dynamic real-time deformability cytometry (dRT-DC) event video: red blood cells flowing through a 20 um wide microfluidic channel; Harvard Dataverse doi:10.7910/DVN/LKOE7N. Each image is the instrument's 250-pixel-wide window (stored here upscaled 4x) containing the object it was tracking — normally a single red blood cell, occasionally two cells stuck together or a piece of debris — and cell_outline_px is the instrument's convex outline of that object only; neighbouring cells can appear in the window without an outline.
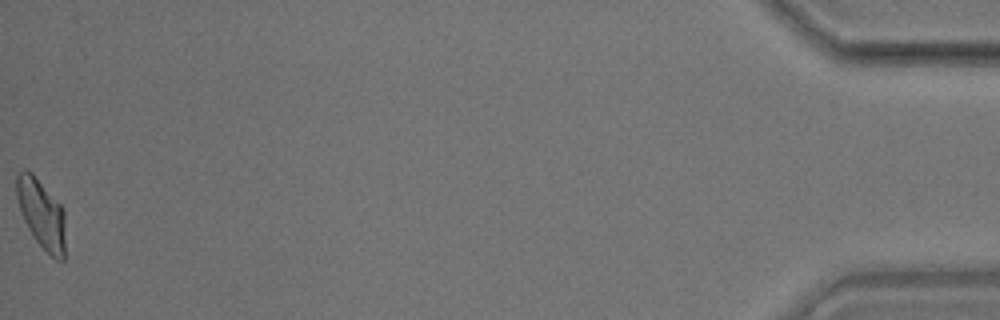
{"species": "common noctule bat (a hibernating species)", "species_latin": "Nyctalus noctula", "temperature_condition": "room temperature", "stored_images_in_passage": 47, "camera_frame_rate_fps": 3000, "um_per_image_px": 0.085, "animal": {"sex": "male", "body_mass_g": 17.9}, "frame": {"image": 1, "passage_image": 47, "time_ms": 15.333, "image_size_px": [1000, 320], "cell_outline_px": [[64, 260], [56, 260], [36, 240], [28, 228], [20, 212], [16, 196], [16, 172], [24, 168], [32, 172], [64, 208]], "centroid_in_image_um": [3.5, 18.11], "position_along_channel_um": 431.7, "area_um2": 19.71}, "authors_computed_cell_mechanics": {"area_um2": 19.7098, "velocity_mm_per_s": 3.6699, "shape_relaxation_time_tau1_ms": 6.6581, "shape_relaxation_time_tau2_ms": 2.8093, "deformation_change_tau1": 0.1927, "deformation_change_tau2": 0.0988}}